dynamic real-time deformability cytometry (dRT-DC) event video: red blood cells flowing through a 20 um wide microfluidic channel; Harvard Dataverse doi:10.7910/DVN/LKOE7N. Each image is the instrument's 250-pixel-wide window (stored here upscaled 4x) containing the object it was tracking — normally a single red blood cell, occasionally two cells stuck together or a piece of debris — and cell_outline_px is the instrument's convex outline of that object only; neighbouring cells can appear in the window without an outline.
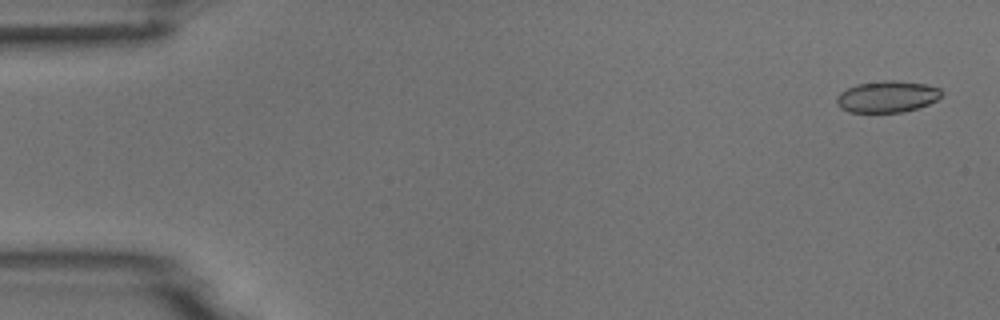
{"species": "common noctule bat (a hibernating species)", "species_latin": "Nyctalus noctula", "temperature_condition": "room temperature", "stored_images_in_passage": 4, "camera_frame_rate_fps": 3000, "um_per_image_px": 0.085, "animal": {"sex": "male", "body_mass_g": 18.8}, "frame": {"image": 1, "passage_image": 1, "time_ms": 0.0, "image_size_px": [1000, 320], "cell_outline_px": [[940, 96], [936, 100], [928, 104], [904, 112], [848, 112], [840, 108], [836, 104], [836, 96], [840, 92], [856, 84], [884, 80], [896, 80], [924, 84], [940, 88]], "centroid_in_image_um": [75.35, 8.21], "position_along_channel_um": 9.6, "area_um2": 19.25}}
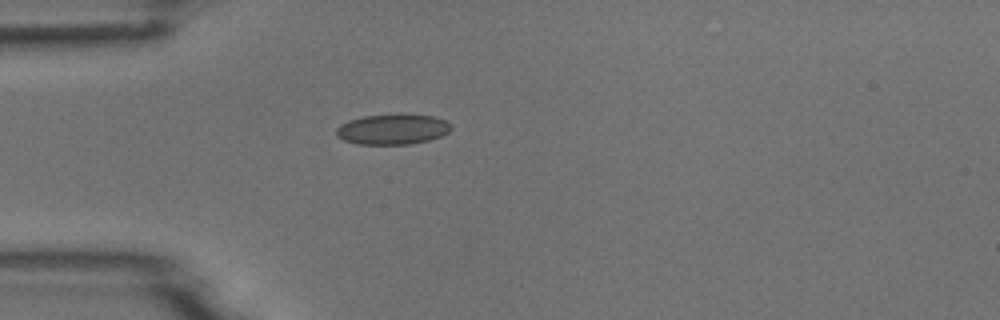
{"frame": {"image": 2, "passage_image": 4, "time_ms": 4.333, "image_size_px": [1000, 320], "cell_outline_px": [[452, 128], [448, 132], [440, 136], [428, 140], [408, 144], [356, 144], [344, 140], [336, 136], [336, 128], [340, 124], [348, 120], [364, 116], [432, 116], [444, 120], [452, 124]], "centroid_in_image_um": [33.33, 11.02], "position_along_channel_um": 51.7, "area_um2": 19.77}}